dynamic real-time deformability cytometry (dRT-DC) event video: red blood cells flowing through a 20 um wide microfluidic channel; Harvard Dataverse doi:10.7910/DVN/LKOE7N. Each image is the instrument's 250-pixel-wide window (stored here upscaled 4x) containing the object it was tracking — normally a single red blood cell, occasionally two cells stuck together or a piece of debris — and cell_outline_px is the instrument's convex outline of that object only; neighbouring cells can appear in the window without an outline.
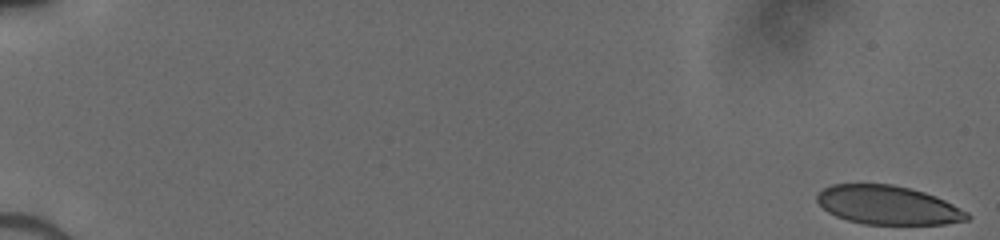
{"species": "human", "species_latin": "Homo sapiens", "temperature_condition": "cold", "stored_images_in_passage": 52, "camera_frame_rate_fps": 3000, "um_per_image_px": 0.085, "donor": {"sex": "male"}, "frame": {"image": 1, "passage_image": 1, "time_ms": 0.0, "image_size_px": [1000, 240], "cell_outline_px": [[972, 216], [968, 220], [944, 224], [864, 224], [848, 220], [836, 216], [828, 212], [816, 200], [816, 196], [824, 188], [832, 184], [892, 184], [924, 192], [936, 196], [968, 212]], "centroid_in_image_um": [75.48, 17.44], "position_along_channel_um": 9.5, "area_um2": 33.81}}
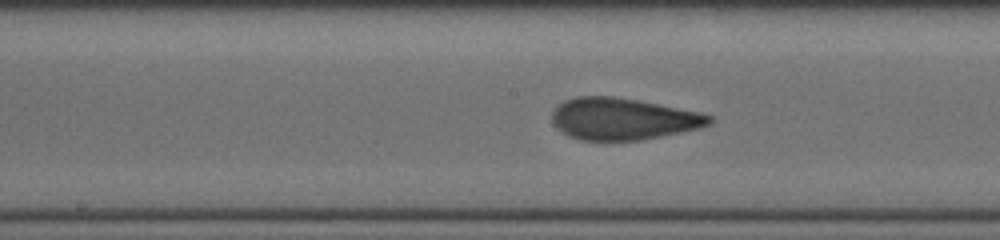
{"frame": {"image": 2, "passage_image": 29, "time_ms": 9.333, "image_size_px": [1000, 240], "cell_outline_px": [[716, 120], [712, 124], [700, 128], [640, 140], [580, 140], [568, 136], [552, 120], [552, 112], [564, 100], [576, 96], [612, 96], [636, 100], [700, 112], [716, 116]], "centroid_in_image_um": [53.01, 10.1], "position_along_channel_um": 195.2, "area_um2": 38.15}}
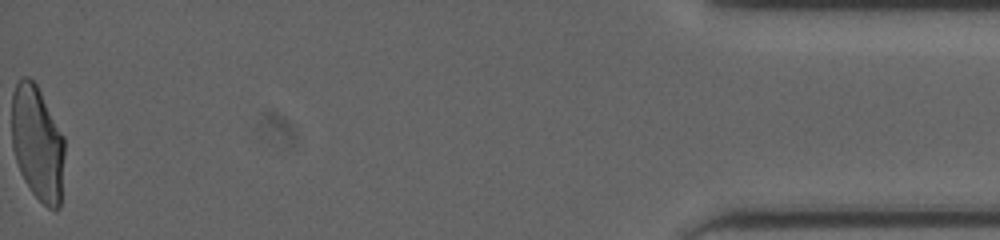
{"frame": {"image": 3, "passage_image": 52, "time_ms": 17.0, "image_size_px": [1000, 240], "cell_outline_px": [[64, 156], [60, 208], [48, 208], [32, 192], [24, 180], [20, 172], [12, 148], [12, 92], [16, 84], [24, 76], [28, 76], [36, 84], [64, 136]], "centroid_in_image_um": [3.18, 12.17], "position_along_channel_um": 432.0, "area_um2": 35.26}}